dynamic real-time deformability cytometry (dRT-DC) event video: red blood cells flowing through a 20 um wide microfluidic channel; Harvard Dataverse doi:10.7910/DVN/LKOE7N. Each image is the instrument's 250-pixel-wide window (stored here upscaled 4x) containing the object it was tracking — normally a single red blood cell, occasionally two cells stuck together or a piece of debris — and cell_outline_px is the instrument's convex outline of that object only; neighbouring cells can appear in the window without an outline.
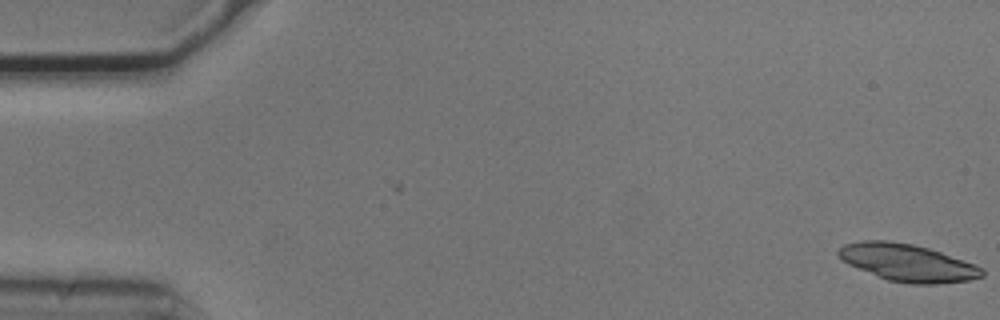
{"species": "common noctule bat (a hibernating species)", "species_latin": "Nyctalus noctula", "temperature_condition": "cold", "stored_images_in_passage": 3, "camera_frame_rate_fps": 3000, "um_per_image_px": 0.085, "animal": {"sex": "male", "body_mass_g": 20.5, "forearm_length_mm": 52.5}, "frame": {"image": 1, "passage_image": 3, "time_ms": 0.667, "image_size_px": [1000, 320], "cell_outline_px": [[984, 276], [968, 280], [936, 284], [912, 284], [888, 280], [848, 264], [840, 260], [836, 252], [844, 244], [860, 240], [888, 240], [912, 244], [928, 248], [940, 252], [984, 268]], "centroid_in_image_um": [77.11, 22.32], "position_along_channel_um": 7.9, "area_um2": 31.04}}